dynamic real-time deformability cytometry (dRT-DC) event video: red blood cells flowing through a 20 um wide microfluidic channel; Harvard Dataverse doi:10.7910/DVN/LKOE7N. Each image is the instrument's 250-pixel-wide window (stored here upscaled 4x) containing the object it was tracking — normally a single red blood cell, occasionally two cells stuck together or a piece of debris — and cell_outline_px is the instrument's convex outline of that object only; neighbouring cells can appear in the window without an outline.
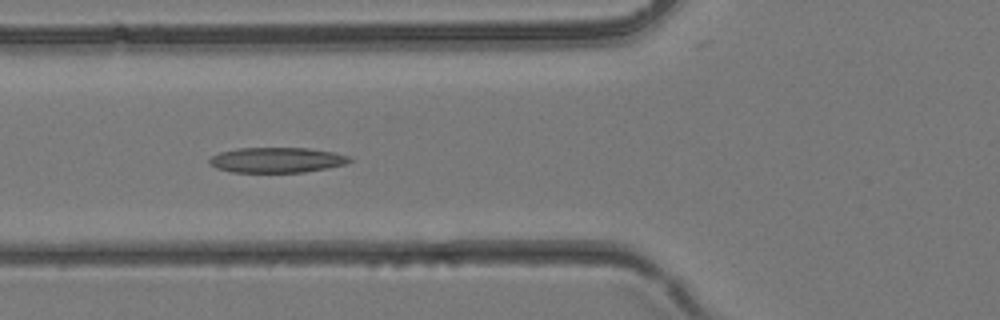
{"species": "common noctule bat (a hibernating species)", "species_latin": "Nyctalus noctula", "temperature_condition": "room temperature", "stored_images_in_passage": 40, "camera_frame_rate_fps": 3000, "um_per_image_px": 0.085, "animal": {"sex": "female", "body_mass_g": 24.6, "forearm_length_mm": 56.2}, "frame": {"image": 1, "passage_image": 15, "time_ms": 4.667, "image_size_px": [1000, 320], "cell_outline_px": [[352, 160], [344, 164], [304, 172], [232, 172], [216, 168], [208, 164], [208, 160], [212, 156], [220, 152], [236, 148], [308, 148], [332, 152], [352, 156]], "centroid_in_image_um": [23.49, 13.59], "position_along_channel_um": 102.3, "area_um2": 20.58}}
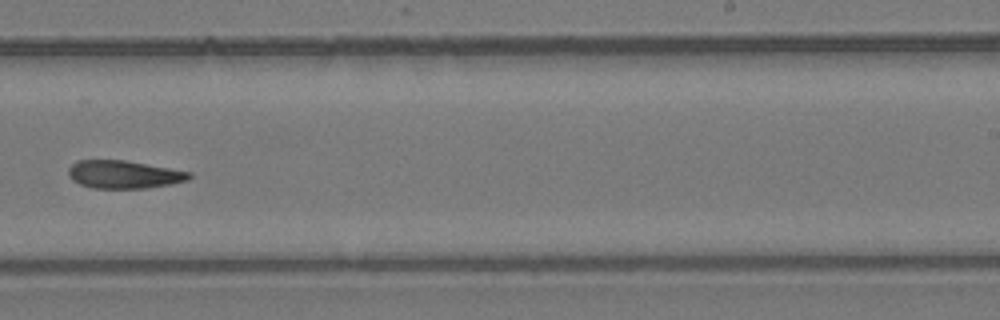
{"frame": {"image": 2, "passage_image": 25, "time_ms": 8.0, "image_size_px": [1000, 320], "cell_outline_px": [[192, 176], [188, 180], [172, 184], [144, 188], [92, 188], [80, 184], [72, 180], [68, 176], [68, 168], [76, 160], [124, 160], [192, 172]], "centroid_in_image_um": [10.52, 14.83], "position_along_channel_um": 278.5, "area_um2": 19.71}}
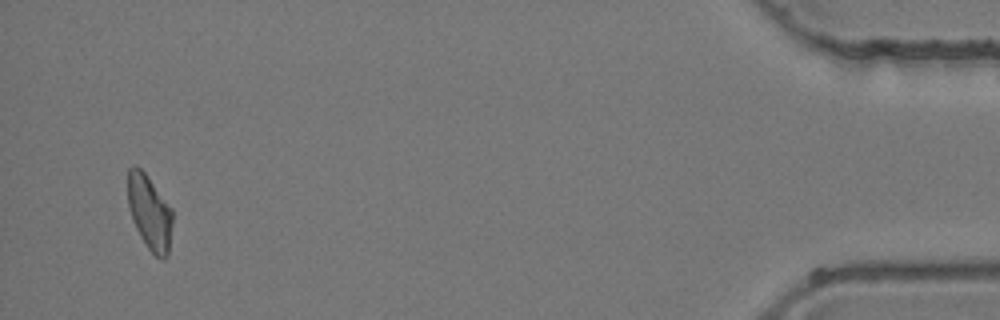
{"frame": {"image": 3, "passage_image": 38, "time_ms": 12.333, "image_size_px": [1000, 320], "cell_outline_px": [[172, 224], [168, 256], [164, 260], [160, 260], [148, 248], [140, 236], [132, 220], [128, 204], [128, 168], [132, 164], [136, 164], [144, 172], [172, 208]], "centroid_in_image_um": [12.71, 18.06], "position_along_channel_um": 422.5, "area_um2": 19.54}}